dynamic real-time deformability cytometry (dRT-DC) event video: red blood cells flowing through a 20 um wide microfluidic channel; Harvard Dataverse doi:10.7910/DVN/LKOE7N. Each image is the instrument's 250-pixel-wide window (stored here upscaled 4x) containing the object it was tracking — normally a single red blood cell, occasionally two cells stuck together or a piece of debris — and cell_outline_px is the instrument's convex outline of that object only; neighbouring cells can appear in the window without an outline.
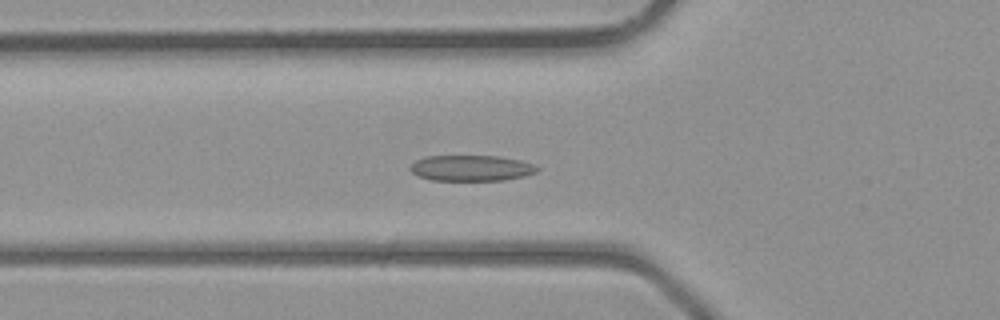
{"species": "common noctule bat (a hibernating species)", "species_latin": "Nyctalus noctula", "temperature_condition": "room temperature", "stored_images_in_passage": 30, "camera_frame_rate_fps": 3000, "um_per_image_px": 0.085, "animal": {"sex": "male", "body_mass_g": 23.1, "forearm_length_mm": 52.7}, "frame": {"image": 1, "passage_image": 3, "time_ms": 0.667, "image_size_px": [1000, 320], "cell_outline_px": [[540, 168], [536, 172], [524, 176], [504, 180], [432, 180], [416, 176], [408, 168], [416, 160], [424, 156], [500, 156], [520, 160], [536, 164]], "centroid_in_image_um": [40.06, 14.28], "position_along_channel_um": 85.7, "area_um2": 19.25}}
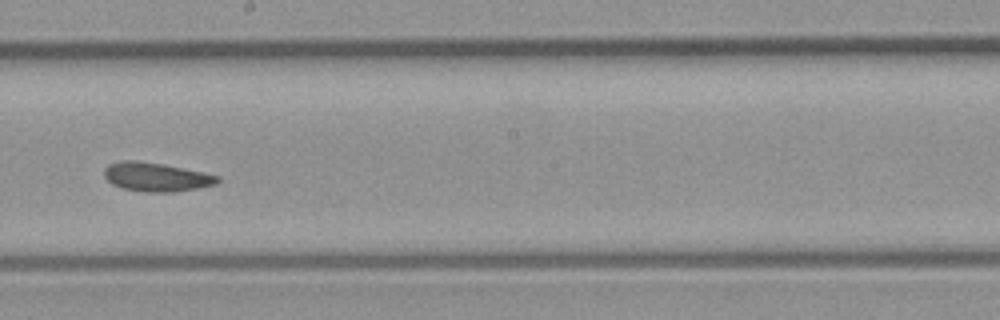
{"frame": {"image": 2, "passage_image": 12, "time_ms": 3.667, "image_size_px": [1000, 320], "cell_outline_px": [[220, 180], [216, 184], [200, 188], [172, 192], [144, 192], [120, 188], [112, 184], [104, 176], [104, 168], [108, 164], [120, 160], [132, 160], [164, 164], [204, 172], [220, 176]], "centroid_in_image_um": [13.28, 15.04], "position_along_channel_um": 234.9, "area_um2": 19.31}}
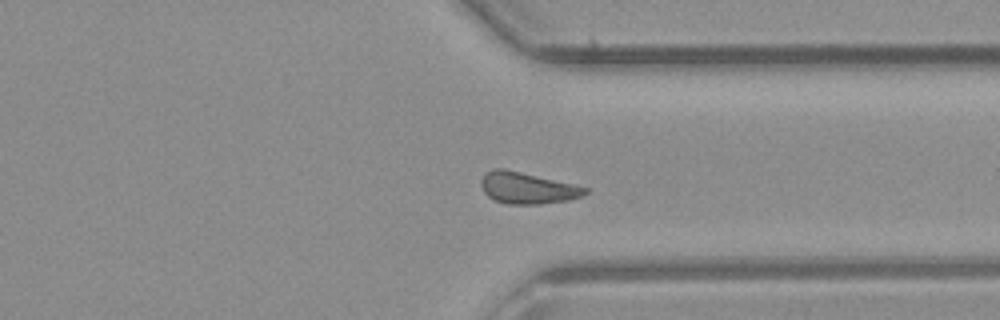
{"frame": {"image": 3, "passage_image": 20, "time_ms": 6.333, "image_size_px": [1000, 320], "cell_outline_px": [[588, 192], [580, 196], [568, 200], [540, 204], [508, 204], [492, 200], [484, 192], [480, 184], [480, 180], [484, 172], [492, 168], [504, 168], [572, 184], [588, 188]], "centroid_in_image_um": [44.74, 15.97], "position_along_channel_um": 366.7, "area_um2": 19.07}}